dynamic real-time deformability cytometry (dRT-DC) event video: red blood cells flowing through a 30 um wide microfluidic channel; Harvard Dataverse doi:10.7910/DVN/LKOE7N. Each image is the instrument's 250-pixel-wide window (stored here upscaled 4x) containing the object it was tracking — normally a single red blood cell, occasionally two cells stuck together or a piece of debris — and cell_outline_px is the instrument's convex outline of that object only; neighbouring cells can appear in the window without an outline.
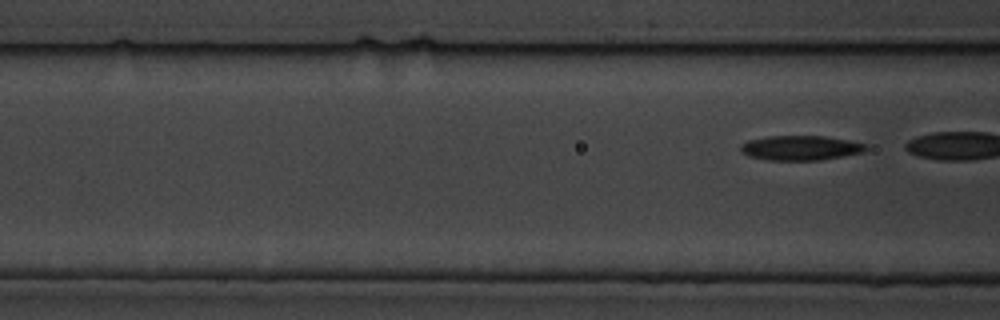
{"species": "common noctule bat (a hibernating species)", "species_latin": "Nyctalus noctula", "temperature_condition": "cold", "stored_images_in_passage": 5, "segment_of_instrument_passage": [2, 2], "camera_frame_rate_fps": 3000, "um_per_image_px": 0.085, "animal": {"sex": "male", "body_mass_g": 19.5, "forearm_length_mm": 54.6}, "frame": {"image": 1, "passage_image": 5, "time_ms": 4.667, "image_size_px": [1000, 320], "cell_outline_px": [[868, 148], [864, 152], [820, 160], [768, 160], [748, 156], [740, 152], [740, 144], [748, 140], [768, 136], [824, 136], [848, 140], [868, 144]], "centroid_in_image_um": [68.03, 12.57], "position_along_channel_um": 98.6, "area_um2": 18.15}}